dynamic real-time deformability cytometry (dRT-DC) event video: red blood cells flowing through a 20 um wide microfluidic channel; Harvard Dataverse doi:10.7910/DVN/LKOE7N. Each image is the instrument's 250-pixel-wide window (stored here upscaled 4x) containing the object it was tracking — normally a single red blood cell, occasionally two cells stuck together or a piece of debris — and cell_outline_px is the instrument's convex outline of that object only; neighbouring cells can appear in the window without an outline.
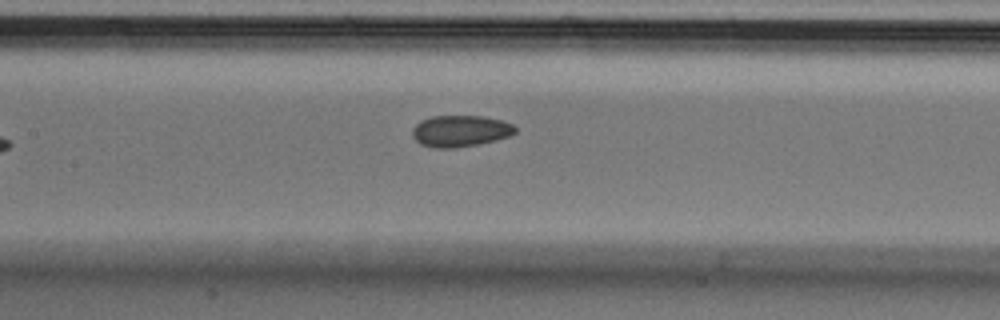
{"species": "Egyptian fruit bat (a non-hibernating species)", "species_latin": "Rousettus aegyptiacus", "temperature_condition": "cold", "stored_images_in_passage": 8, "segment_of_instrument_passage": [2, 2], "camera_frame_rate_fps": 3000, "um_per_image_px": 0.085, "animal": {"sex": "male"}, "frame": {"image": 1, "passage_image": 8, "time_ms": 2.333, "image_size_px": [1000, 320], "cell_outline_px": [[516, 132], [508, 136], [496, 140], [480, 144], [452, 148], [432, 148], [420, 144], [412, 136], [412, 128], [420, 120], [432, 116], [484, 116], [500, 120], [512, 124], [516, 128]], "centroid_in_image_um": [39.09, 11.14], "position_along_channel_um": 168.3, "area_um2": 18.96}}